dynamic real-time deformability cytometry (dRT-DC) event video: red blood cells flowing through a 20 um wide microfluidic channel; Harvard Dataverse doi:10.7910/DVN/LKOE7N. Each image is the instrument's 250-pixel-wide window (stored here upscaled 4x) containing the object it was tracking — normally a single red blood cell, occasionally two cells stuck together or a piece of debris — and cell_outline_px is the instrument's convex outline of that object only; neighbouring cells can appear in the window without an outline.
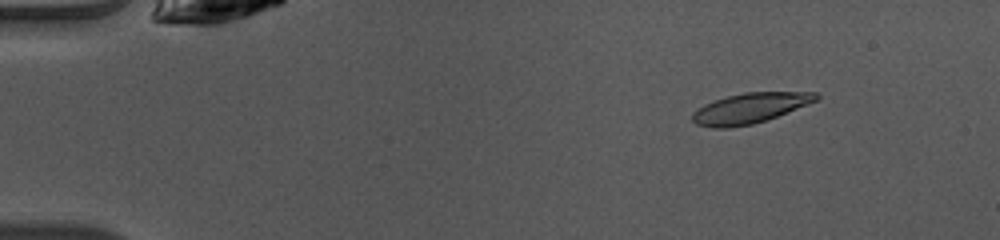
{"species": "common noctule bat (a hibernating species)", "species_latin": "Nyctalus noctula", "temperature_condition": "warm", "stored_images_in_passage": 43, "camera_frame_rate_fps": 3000, "um_per_image_px": 0.085, "animal": {"sex": "female", "body_mass_g": 10.0, "forearm_length_mm": 53.1}, "frame": {"image": 1, "passage_image": 1, "time_ms": 0.0, "image_size_px": [1000, 240], "cell_outline_px": [[820, 96], [816, 100], [808, 104], [776, 116], [752, 124], [728, 128], [712, 128], [696, 124], [692, 120], [692, 112], [704, 104], [728, 96], [744, 92], [816, 92]], "centroid_in_image_um": [63.71, 9.19], "position_along_channel_um": 21.3, "area_um2": 21.56}}
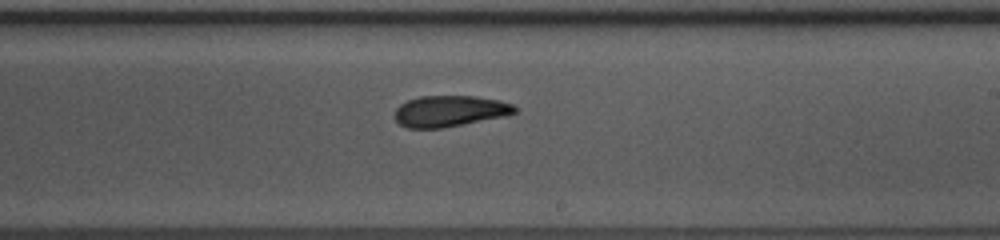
{"frame": {"image": 2, "passage_image": 24, "time_ms": 7.667, "image_size_px": [1000, 240], "cell_outline_px": [[520, 108], [516, 112], [504, 116], [444, 128], [408, 128], [400, 124], [396, 120], [396, 108], [400, 104], [408, 100], [420, 96], [476, 96], [500, 100], [512, 104]], "centroid_in_image_um": [38.26, 9.44], "position_along_channel_um": 250.7, "area_um2": 21.79}}
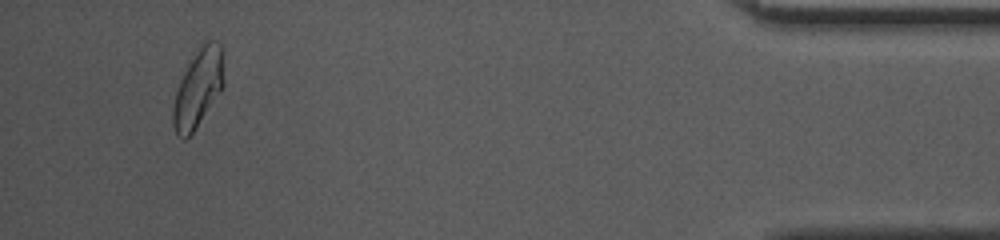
{"frame": {"image": 3, "passage_image": 41, "time_ms": 13.333, "image_size_px": [1000, 240], "cell_outline_px": [[224, 84], [220, 92], [192, 132], [184, 140], [176, 132], [172, 124], [172, 108], [176, 92], [180, 80], [188, 64], [200, 48], [208, 40], [216, 40], [224, 48]], "centroid_in_image_um": [16.87, 7.46], "position_along_channel_um": 418.3, "area_um2": 22.83}, "authors_computed_cell_mechanics": {"area_um2": 22.4264, "velocity_mm_per_s": 4.0715, "shape_relaxation_time_tau1_ms": 5.4561, "shape_relaxation_time_tau2_ms": 2.0509, "deformation_change_tau1": 0.1521, "deformation_change_tau2": 0.0809}}